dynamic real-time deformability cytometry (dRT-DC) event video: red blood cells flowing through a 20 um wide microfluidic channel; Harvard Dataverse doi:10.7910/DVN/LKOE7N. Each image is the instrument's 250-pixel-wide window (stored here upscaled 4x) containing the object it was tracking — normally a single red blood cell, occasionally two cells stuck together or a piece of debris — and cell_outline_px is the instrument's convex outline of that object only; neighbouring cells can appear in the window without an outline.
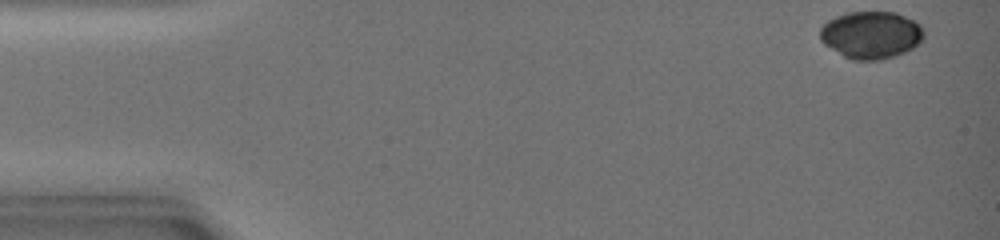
{"species": "common noctule bat (a hibernating species)", "species_latin": "Nyctalus noctula", "temperature_condition": "warm", "stored_images_in_passage": 39, "camera_frame_rate_fps": 3000, "um_per_image_px": 0.085, "animal": {"sex": "female", "body_mass_g": 19.0, "forearm_length_mm": 51.5}, "frame": {"image": 1, "passage_image": 1, "time_ms": 0.0, "image_size_px": [1000, 240], "cell_outline_px": [[924, 36], [920, 44], [896, 56], [880, 60], [852, 60], [844, 56], [824, 44], [820, 40], [820, 28], [828, 20], [836, 16], [848, 12], [896, 12], [920, 24], [924, 32]], "centroid_in_image_um": [74.05, 2.97], "position_along_channel_um": 11.0, "area_um2": 28.73}}